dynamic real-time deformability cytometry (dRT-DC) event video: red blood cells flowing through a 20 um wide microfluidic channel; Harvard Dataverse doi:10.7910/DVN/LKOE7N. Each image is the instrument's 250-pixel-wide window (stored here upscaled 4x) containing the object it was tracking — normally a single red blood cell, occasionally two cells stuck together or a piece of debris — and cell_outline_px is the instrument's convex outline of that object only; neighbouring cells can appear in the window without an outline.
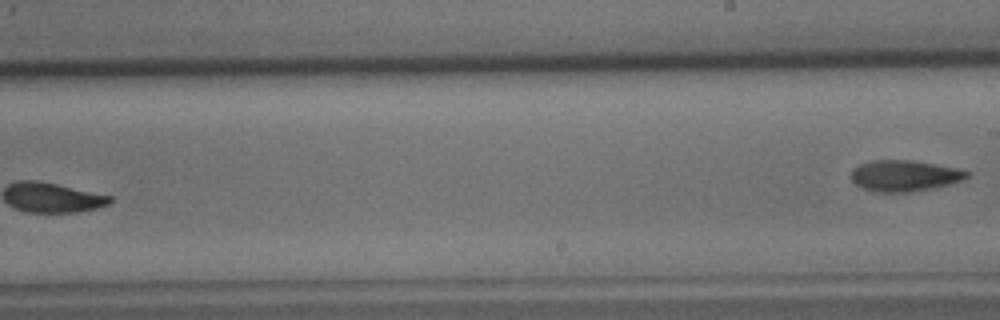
{"species": "common noctule bat (a hibernating species)", "species_latin": "Nyctalus noctula", "temperature_condition": "cold", "stored_images_in_passage": 9, "segment_of_instrument_passage": [2, 2], "camera_frame_rate_fps": 3000, "um_per_image_px": 0.085, "animal": {"sex": "male", "body_mass_g": 15.6}, "frame": {"image": 1, "passage_image": 9, "time_ms": 10.333, "image_size_px": [1000, 320], "cell_outline_px": [[972, 172], [968, 176], [960, 180], [948, 184], [932, 188], [912, 192], [876, 192], [864, 188], [856, 184], [852, 180], [852, 168], [860, 164], [872, 160], [912, 160], [956, 168]], "centroid_in_image_um": [76.86, 14.93], "position_along_channel_um": 212.1, "area_um2": 20.81}}